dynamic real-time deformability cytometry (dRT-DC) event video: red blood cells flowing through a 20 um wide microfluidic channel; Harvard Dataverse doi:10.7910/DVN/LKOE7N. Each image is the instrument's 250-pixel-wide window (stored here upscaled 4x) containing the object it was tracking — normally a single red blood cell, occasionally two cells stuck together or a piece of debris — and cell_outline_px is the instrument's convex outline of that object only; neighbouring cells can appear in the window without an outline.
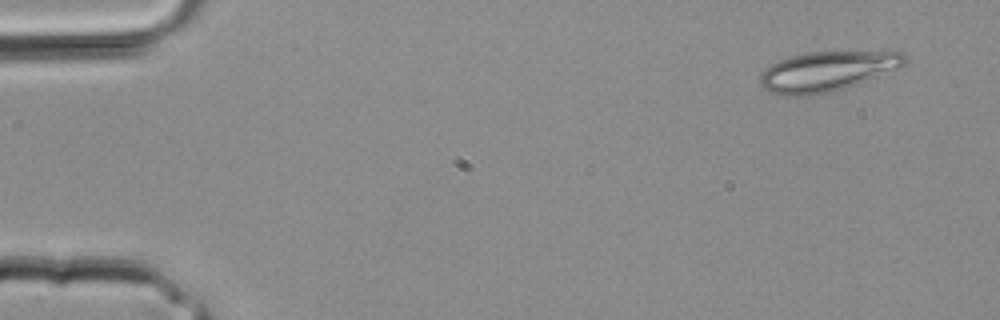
{"species": "common noctule bat (a hibernating species)", "species_latin": "Nyctalus noctula", "temperature_condition": "room temperature", "stored_images_in_passage": 3, "camera_frame_rate_fps": 3000, "um_per_image_px": 0.085, "animal": {"sex": "male", "body_mass_g": 20.4}, "frame": {"image": 1, "passage_image": 1, "time_ms": 0.0, "image_size_px": [1000, 320], "cell_outline_px": [[908, 60], [904, 64], [896, 68], [844, 88], [828, 92], [808, 96], [784, 96], [772, 92], [764, 88], [760, 84], [760, 76], [772, 64], [780, 60], [792, 56], [808, 52], [904, 52], [908, 56]], "centroid_in_image_um": [70.28, 6.06], "position_along_channel_um": 14.7, "area_um2": 32.83}}